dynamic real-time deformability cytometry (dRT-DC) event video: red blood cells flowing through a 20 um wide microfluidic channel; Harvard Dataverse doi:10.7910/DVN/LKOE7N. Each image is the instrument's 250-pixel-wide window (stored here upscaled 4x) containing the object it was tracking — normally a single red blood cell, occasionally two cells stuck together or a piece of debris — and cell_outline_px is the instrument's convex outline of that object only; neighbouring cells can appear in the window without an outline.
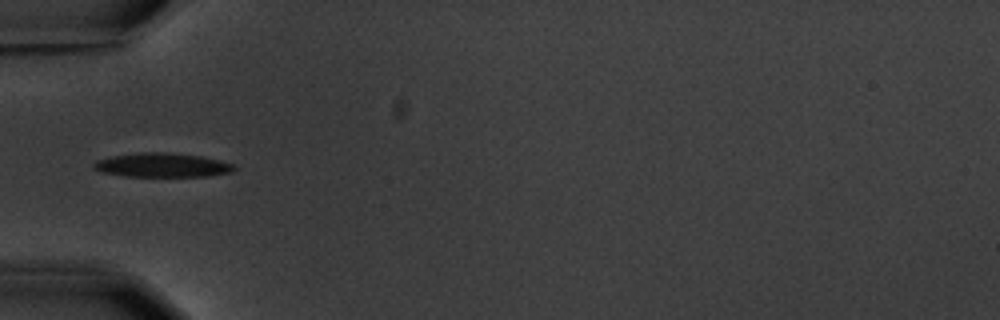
{"species": "common noctule bat (a hibernating species)", "species_latin": "Nyctalus noctula", "temperature_condition": "warm", "stored_images_in_passage": 8, "camera_frame_rate_fps": 3000, "um_per_image_px": 0.085, "animal": {"sex": "male", "body_mass_g": 20.1, "forearm_length_mm": 53.5}, "frame": {"image": 1, "passage_image": 6, "time_ms": 6.667, "image_size_px": [1000, 320], "cell_outline_px": [[236, 168], [232, 172], [208, 176], [124, 176], [100, 172], [92, 168], [92, 164], [96, 160], [112, 156], [144, 152], [164, 152], [200, 156], [220, 160], [232, 164]], "centroid_in_image_um": [13.75, 14.04], "position_along_channel_um": 71.3, "area_um2": 19.65}}